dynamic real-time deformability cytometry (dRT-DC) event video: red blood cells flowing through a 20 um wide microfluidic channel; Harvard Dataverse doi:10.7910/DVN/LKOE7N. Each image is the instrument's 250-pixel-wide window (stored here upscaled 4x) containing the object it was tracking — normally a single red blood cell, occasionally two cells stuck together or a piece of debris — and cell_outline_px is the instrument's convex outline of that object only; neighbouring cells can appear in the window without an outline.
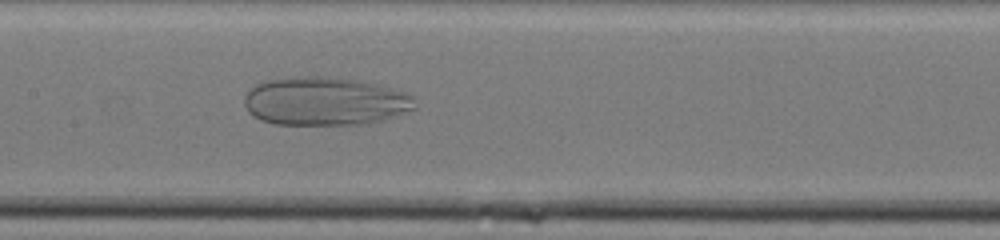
{"species": "human", "species_latin": "Homo sapiens", "temperature_condition": "cold", "stored_images_in_passage": 52, "camera_frame_rate_fps": 3000, "um_per_image_px": 0.085, "donor": {"sex": "male"}, "frame": {"image": 1, "passage_image": 26, "time_ms": 8.333, "image_size_px": [1000, 240], "cell_outline_px": [[416, 108], [396, 116], [368, 124], [276, 124], [260, 120], [252, 116], [248, 112], [244, 104], [244, 96], [256, 84], [272, 80], [312, 76], [328, 76], [356, 80], [376, 84], [408, 92], [412, 96]], "centroid_in_image_um": [27.65, 8.62], "position_along_channel_um": 179.8, "area_um2": 47.97}}
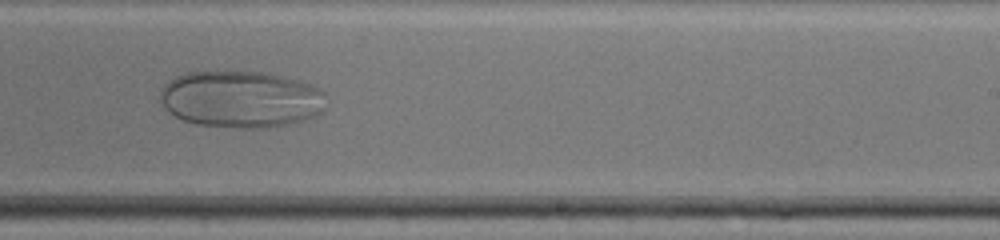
{"frame": {"image": 2, "passage_image": 33, "time_ms": 10.667, "image_size_px": [1000, 240], "cell_outline_px": [[324, 112], [316, 116], [304, 120], [268, 128], [236, 128], [196, 124], [184, 120], [168, 112], [164, 108], [160, 100], [160, 88], [168, 80], [184, 72], [264, 72], [300, 80], [312, 84], [320, 88], [324, 92]], "centroid_in_image_um": [20.48, 8.43], "position_along_channel_um": 268.5, "area_um2": 55.55}}